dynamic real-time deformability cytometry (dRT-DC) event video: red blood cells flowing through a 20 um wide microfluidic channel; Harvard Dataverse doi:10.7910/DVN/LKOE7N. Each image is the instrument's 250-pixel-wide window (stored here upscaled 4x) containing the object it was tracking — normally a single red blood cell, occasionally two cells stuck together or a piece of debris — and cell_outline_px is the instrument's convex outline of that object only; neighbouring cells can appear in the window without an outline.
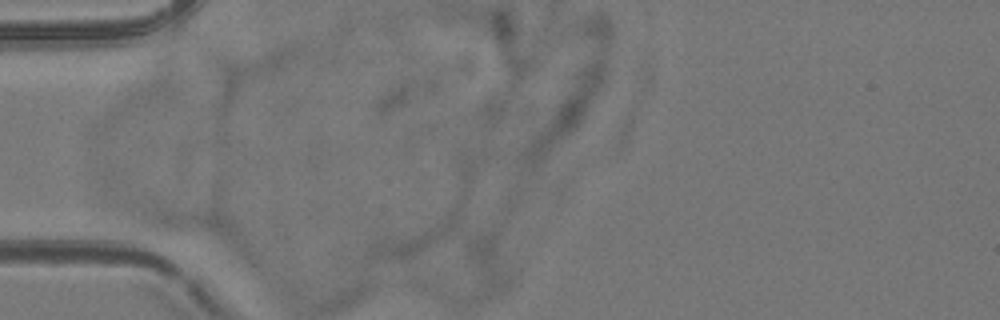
{"species": "common noctule bat (a hibernating species)", "species_latin": "Nyctalus noctula", "temperature_condition": "room temperature", "stored_images_in_passage": 2, "camera_frame_rate_fps": 3000, "um_per_image_px": 0.085, "animal": {"sex": "female", "body_mass_g": 24.6, "forearm_length_mm": 56.2}, "frame": {"image": 1, "passage_image": 1, "time_ms": 0.0, "image_size_px": [1000, 320], "cell_outline_px": [[224, 232], [152, 232], [112, 224], [100, 220], [92, 216], [92, 208], [112, 200], [120, 200], [216, 216], [220, 220], [224, 228]], "centroid_in_image_um": [13.21, 18.53], "position_along_channel_um": 71.8, "area_um2": 20.35}}